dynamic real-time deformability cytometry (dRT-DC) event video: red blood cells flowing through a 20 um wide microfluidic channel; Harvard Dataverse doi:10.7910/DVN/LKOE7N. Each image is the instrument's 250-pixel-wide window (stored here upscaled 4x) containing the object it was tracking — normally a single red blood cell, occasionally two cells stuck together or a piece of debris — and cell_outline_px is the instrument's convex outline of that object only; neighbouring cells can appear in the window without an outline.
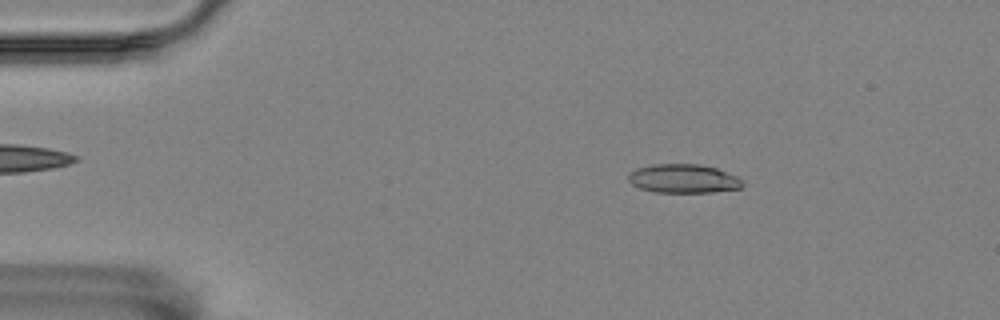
{"species": "Egyptian fruit bat (a non-hibernating species)", "species_latin": "Rousettus aegyptiacus", "temperature_condition": "room temperature", "stored_images_in_passage": 57, "camera_frame_rate_fps": 3000, "um_per_image_px": 0.085, "animal": {"sex": "female"}, "frame": {"image": 1, "passage_image": 9, "time_ms": 2.667, "image_size_px": [1000, 320], "cell_outline_px": [[744, 184], [740, 188], [712, 192], [656, 192], [640, 188], [632, 184], [628, 180], [628, 176], [636, 168], [652, 164], [700, 164], [716, 168], [736, 176]], "centroid_in_image_um": [58.07, 15.18], "position_along_channel_um": 26.9, "area_um2": 19.02}}
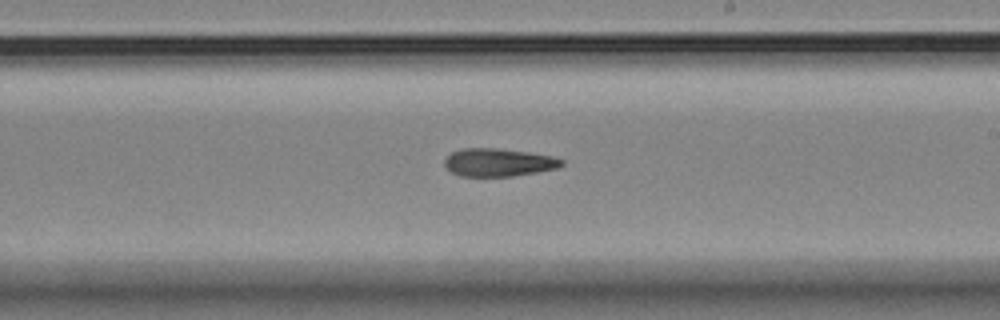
{"frame": {"image": 2, "passage_image": 33, "time_ms": 10.667, "image_size_px": [1000, 320], "cell_outline_px": [[564, 164], [556, 168], [536, 172], [512, 176], [460, 176], [444, 168], [444, 160], [452, 152], [464, 148], [496, 148], [528, 152], [552, 156], [564, 160]], "centroid_in_image_um": [42.35, 13.8], "position_along_channel_um": 246.7, "area_um2": 19.02}}
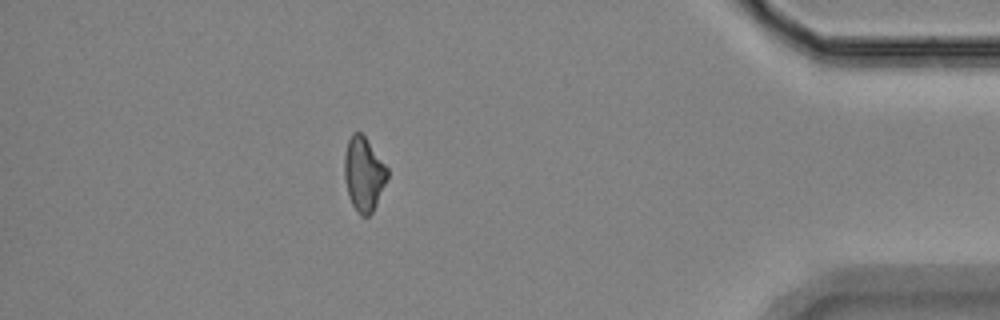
{"frame": {"image": 3, "passage_image": 50, "time_ms": 16.333, "image_size_px": [1000, 320], "cell_outline_px": [[388, 176], [376, 204], [372, 212], [368, 216], [360, 216], [356, 212], [348, 196], [344, 176], [344, 156], [348, 140], [352, 132], [360, 132], [364, 136], [388, 168]], "centroid_in_image_um": [30.9, 14.8], "position_along_channel_um": 404.3, "area_um2": 18.44}, "authors_computed_cell_mechanics": {"area_um2": 19.2474, "velocity_mm_per_s": 3.5159, "shape_relaxation_time_tau1_ms": 8.0423, "shape_relaxation_time_tau2_ms": null, "deformation_change_tau1": 0.157, "deformation_change_tau2": null}}